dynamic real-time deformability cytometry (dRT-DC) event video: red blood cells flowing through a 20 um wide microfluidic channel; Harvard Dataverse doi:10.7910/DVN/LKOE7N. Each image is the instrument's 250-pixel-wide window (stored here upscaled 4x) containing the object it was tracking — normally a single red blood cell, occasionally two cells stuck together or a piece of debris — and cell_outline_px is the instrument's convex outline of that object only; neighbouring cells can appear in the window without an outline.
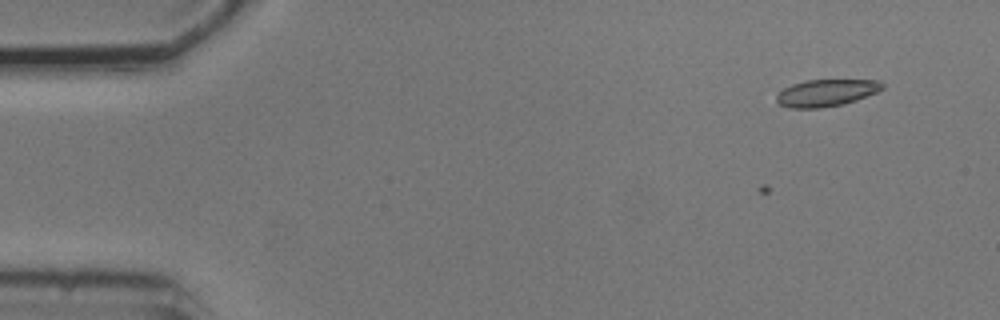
{"species": "common noctule bat (a hibernating species)", "species_latin": "Nyctalus noctula", "temperature_condition": "cold", "stored_images_in_passage": 17, "camera_frame_rate_fps": 3000, "um_per_image_px": 0.085, "animal": {"sex": "male", "body_mass_g": 20.5, "forearm_length_mm": 52.5}, "frame": {"image": 1, "passage_image": 1, "time_ms": 0.0, "image_size_px": [1000, 320], "cell_outline_px": [[884, 88], [876, 92], [856, 100], [844, 104], [816, 108], [792, 108], [780, 104], [776, 100], [776, 96], [784, 88], [792, 84], [804, 80], [880, 80], [884, 84]], "centroid_in_image_um": [70.24, 7.88], "position_along_channel_um": 14.8, "area_um2": 16.53}}
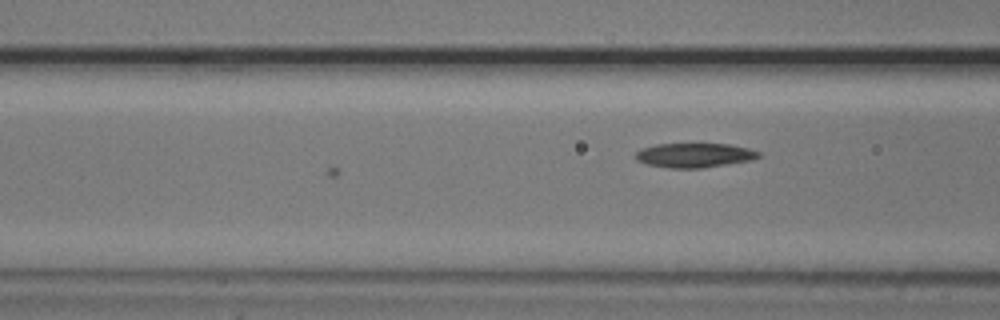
{"frame": {"image": 2, "passage_image": 17, "time_ms": 5.333, "image_size_px": [1000, 320], "cell_outline_px": [[760, 156], [752, 160], [704, 168], [668, 168], [648, 164], [636, 160], [636, 152], [640, 148], [656, 144], [728, 144], [748, 148], [760, 152]], "centroid_in_image_um": [59.02, 13.2], "position_along_channel_um": 107.6, "area_um2": 17.51}}